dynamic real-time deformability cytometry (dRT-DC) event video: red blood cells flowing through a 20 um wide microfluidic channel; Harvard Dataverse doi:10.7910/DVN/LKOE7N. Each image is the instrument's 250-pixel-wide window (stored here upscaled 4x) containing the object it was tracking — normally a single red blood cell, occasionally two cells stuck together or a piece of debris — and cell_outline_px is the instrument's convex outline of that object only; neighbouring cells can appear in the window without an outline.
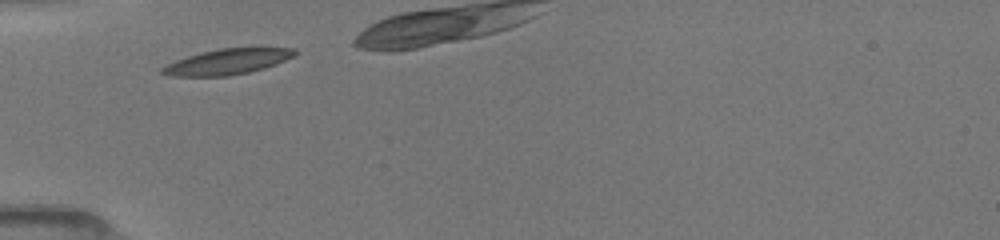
{"species": "common noctule bat (a hibernating species)", "species_latin": "Nyctalus noctula", "temperature_condition": "room temperature", "stored_images_in_passage": 8, "camera_frame_rate_fps": 3000, "um_per_image_px": 0.085, "animal": {"sex": "female", "body_mass_g": 19.5, "forearm_length_mm": 54.1}, "frame": {"image": 1, "passage_image": 1, "time_ms": 0.0, "image_size_px": [1000, 240], "cell_outline_px": [[300, 52], [296, 56], [276, 64], [264, 68], [248, 72], [228, 76], [172, 76], [160, 72], [160, 68], [176, 60], [200, 52], [220, 48], [264, 44], [296, 48]], "centroid_in_image_um": [19.52, 5.17], "position_along_channel_um": 65.5, "area_um2": 20.87}}